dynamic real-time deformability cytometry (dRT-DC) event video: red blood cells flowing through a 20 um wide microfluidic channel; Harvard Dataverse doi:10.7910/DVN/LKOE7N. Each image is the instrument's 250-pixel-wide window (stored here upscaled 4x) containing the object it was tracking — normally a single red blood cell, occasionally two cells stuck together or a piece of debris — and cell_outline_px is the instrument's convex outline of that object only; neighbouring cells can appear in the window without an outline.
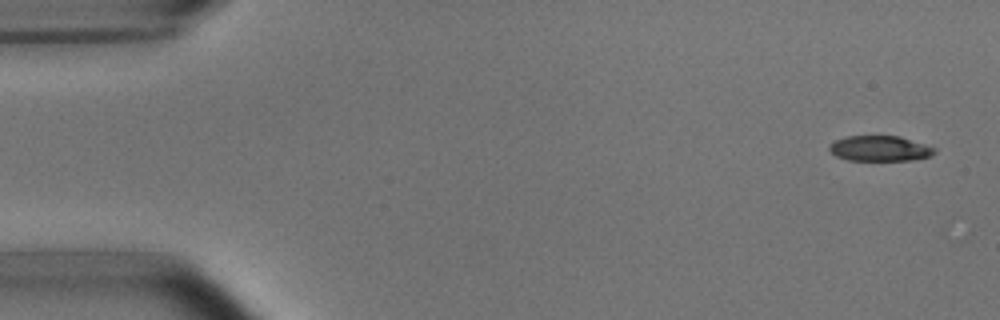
{"species": "common noctule bat (a hibernating species)", "species_latin": "Nyctalus noctula", "temperature_condition": "room temperature", "stored_images_in_passage": 4, "camera_frame_rate_fps": 3000, "um_per_image_px": 0.085, "animal": {"sex": "male", "body_mass_g": 15.6}, "frame": {"image": 1, "passage_image": 1, "time_ms": 0.0, "image_size_px": [1000, 320], "cell_outline_px": [[936, 152], [932, 156], [912, 160], [848, 160], [836, 156], [828, 148], [836, 140], [844, 136], [900, 136], [936, 148]], "centroid_in_image_um": [74.82, 12.62], "position_along_channel_um": 10.2, "area_um2": 15.49}}
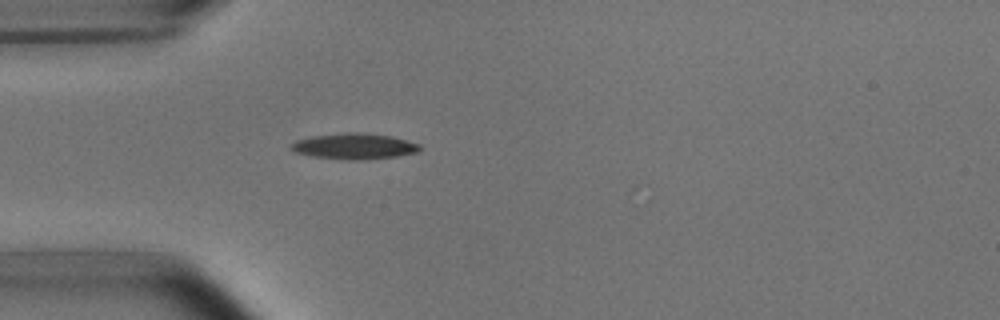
{"frame": {"image": 2, "passage_image": 4, "time_ms": 4.333, "image_size_px": [1000, 320], "cell_outline_px": [[420, 152], [396, 156], [360, 160], [352, 160], [312, 156], [296, 152], [288, 148], [296, 140], [312, 136], [344, 132], [356, 132], [392, 136], [420, 144]], "centroid_in_image_um": [30.12, 12.42], "position_along_channel_um": 54.9, "area_um2": 19.31}}